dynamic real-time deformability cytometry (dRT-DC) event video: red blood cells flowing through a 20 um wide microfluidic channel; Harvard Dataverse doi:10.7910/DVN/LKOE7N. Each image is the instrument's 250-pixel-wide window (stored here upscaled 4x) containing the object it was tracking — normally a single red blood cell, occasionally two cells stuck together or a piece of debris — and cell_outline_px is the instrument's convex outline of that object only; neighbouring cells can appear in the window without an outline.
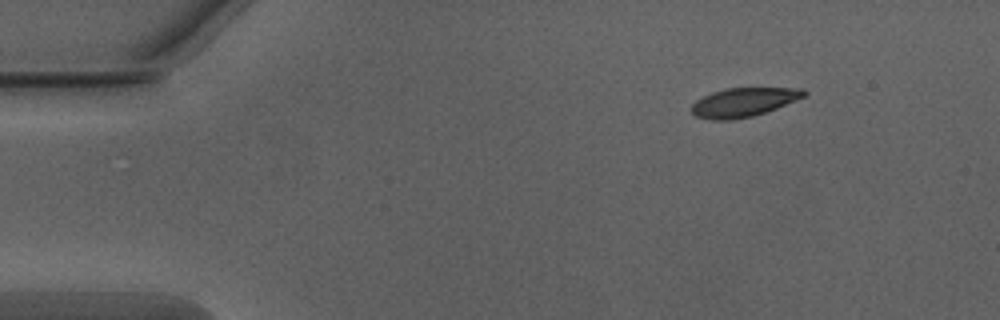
{"species": "Egyptian fruit bat (a non-hibernating species)", "species_latin": "Rousettus aegyptiacus", "temperature_condition": "warm", "stored_images_in_passage": 45, "camera_frame_rate_fps": 3000, "um_per_image_px": 0.085, "animal": {"sex": "male"}, "frame": {"image": 1, "passage_image": 1, "time_ms": 0.0, "image_size_px": [1000, 320], "cell_outline_px": [[808, 92], [804, 96], [776, 108], [752, 116], [732, 120], [712, 120], [696, 116], [692, 112], [692, 104], [696, 100], [712, 92], [728, 88], [804, 88]], "centroid_in_image_um": [63.19, 8.69], "position_along_channel_um": 21.8, "area_um2": 18.73}}
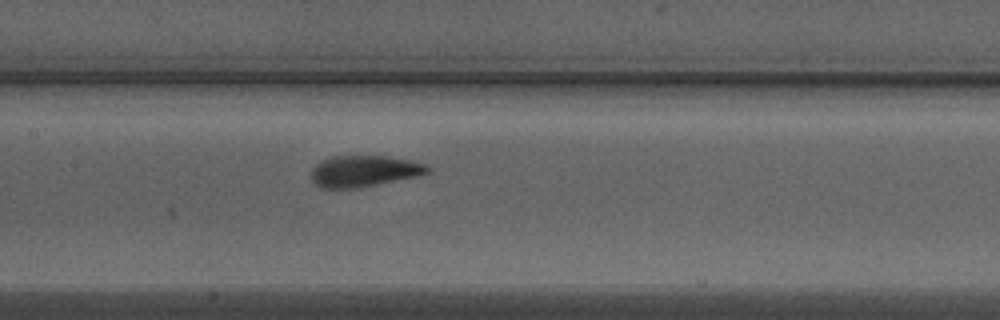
{"frame": {"image": 2, "passage_image": 19, "time_ms": 6.0, "image_size_px": [1000, 320], "cell_outline_px": [[428, 172], [416, 176], [356, 188], [320, 188], [312, 180], [312, 168], [320, 160], [332, 156], [384, 156], [412, 160], [424, 164], [428, 168]], "centroid_in_image_um": [30.88, 14.53], "position_along_channel_um": 176.5, "area_um2": 20.92}}
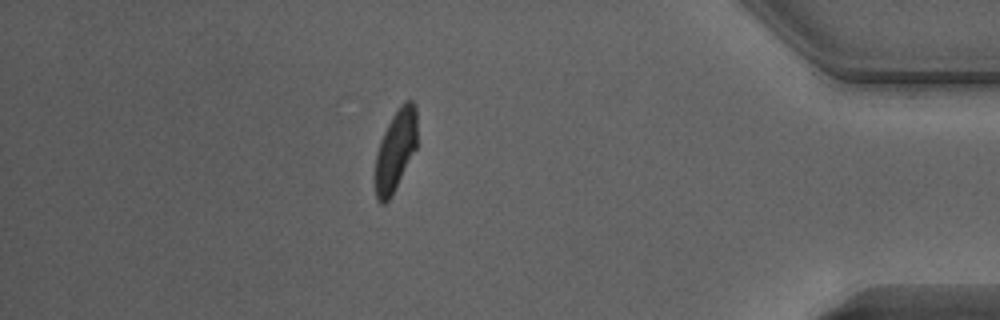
{"frame": {"image": 3, "passage_image": 39, "time_ms": 12.667, "image_size_px": [1000, 320], "cell_outline_px": [[416, 148], [388, 200], [384, 204], [380, 204], [376, 200], [376, 152], [380, 140], [392, 116], [400, 104], [404, 100], [412, 100], [416, 104]], "centroid_in_image_um": [33.62, 12.72], "position_along_channel_um": 401.6, "area_um2": 19.42}, "authors_computed_cell_mechanics": {"area_um2": 20.7502, "velocity_mm_per_s": 4.0138, "shape_relaxation_time_tau1_ms": 3.1439, "shape_relaxation_time_tau2_ms": 0.905, "deformation_change_tau1": 0.134, "deformation_change_tau2": 0.0678}}